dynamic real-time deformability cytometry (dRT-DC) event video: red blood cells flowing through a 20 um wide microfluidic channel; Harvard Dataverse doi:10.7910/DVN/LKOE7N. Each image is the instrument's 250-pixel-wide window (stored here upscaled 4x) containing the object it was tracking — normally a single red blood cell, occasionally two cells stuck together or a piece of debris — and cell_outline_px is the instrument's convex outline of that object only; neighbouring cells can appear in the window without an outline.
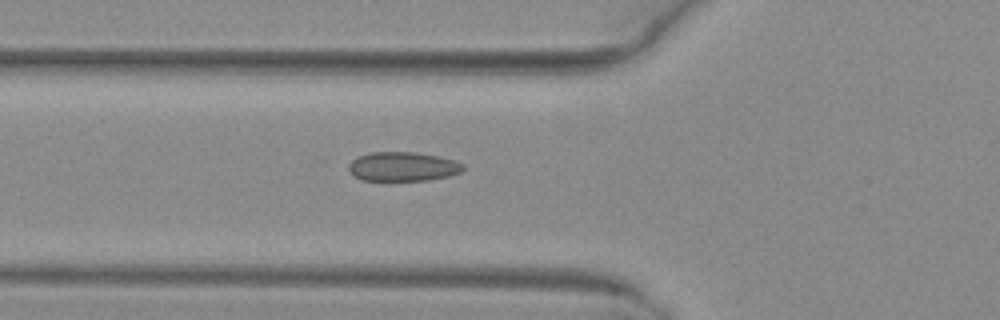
{"species": "common noctule bat (a hibernating species)", "species_latin": "Nyctalus noctula", "temperature_condition": "warm", "stored_images_in_passage": 35, "camera_frame_rate_fps": 3000, "um_per_image_px": 0.085, "animal": {"sex": "female", "body_mass_g": 29.2, "forearm_length_mm": 56.3}, "frame": {"image": 1, "passage_image": 2, "time_ms": 0.333, "image_size_px": [1000, 320], "cell_outline_px": [[464, 168], [460, 172], [448, 176], [428, 180], [360, 180], [348, 168], [348, 164], [352, 160], [360, 156], [372, 152], [416, 152], [436, 156], [452, 160], [464, 164]], "centroid_in_image_um": [34.24, 14.16], "position_along_channel_um": 91.6, "area_um2": 19.19}}
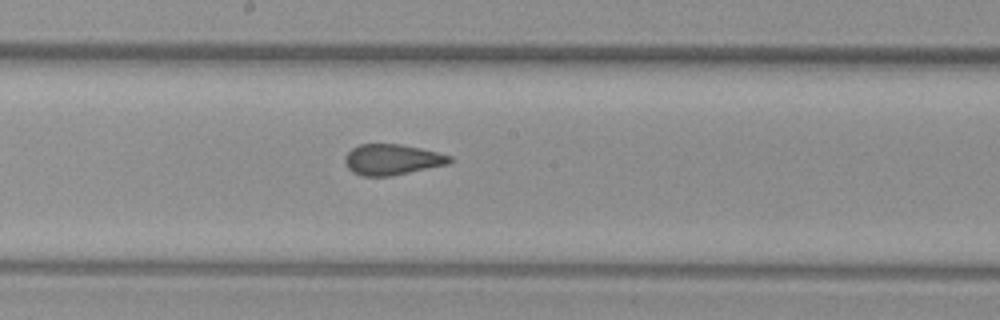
{"frame": {"image": 2, "passage_image": 11, "time_ms": 3.333, "image_size_px": [1000, 320], "cell_outline_px": [[452, 160], [448, 164], [388, 176], [360, 176], [352, 172], [348, 168], [344, 160], [344, 156], [352, 148], [360, 144], [400, 144], [420, 148], [452, 156]], "centroid_in_image_um": [33.29, 13.56], "position_along_channel_um": 214.9, "area_um2": 18.61}}
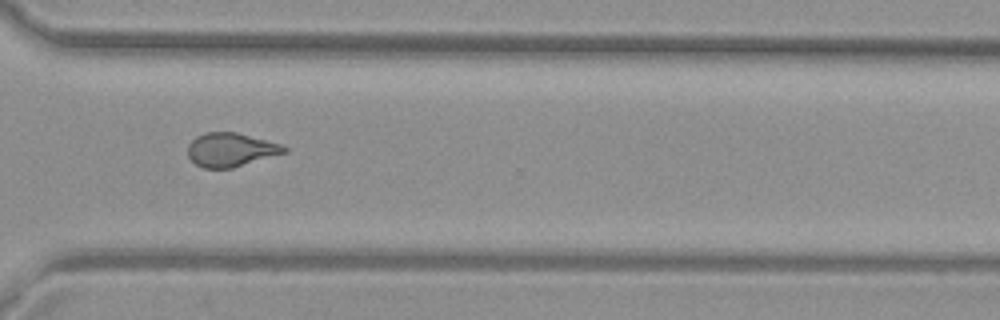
{"frame": {"image": 3, "passage_image": 21, "time_ms": 6.667, "image_size_px": [1000, 320], "cell_outline_px": [[288, 152], [232, 168], [204, 168], [196, 164], [188, 156], [188, 144], [196, 136], [204, 132], [236, 132], [280, 144], [288, 148]], "centroid_in_image_um": [19.61, 12.73], "position_along_channel_um": 351.0, "area_um2": 18.9}}